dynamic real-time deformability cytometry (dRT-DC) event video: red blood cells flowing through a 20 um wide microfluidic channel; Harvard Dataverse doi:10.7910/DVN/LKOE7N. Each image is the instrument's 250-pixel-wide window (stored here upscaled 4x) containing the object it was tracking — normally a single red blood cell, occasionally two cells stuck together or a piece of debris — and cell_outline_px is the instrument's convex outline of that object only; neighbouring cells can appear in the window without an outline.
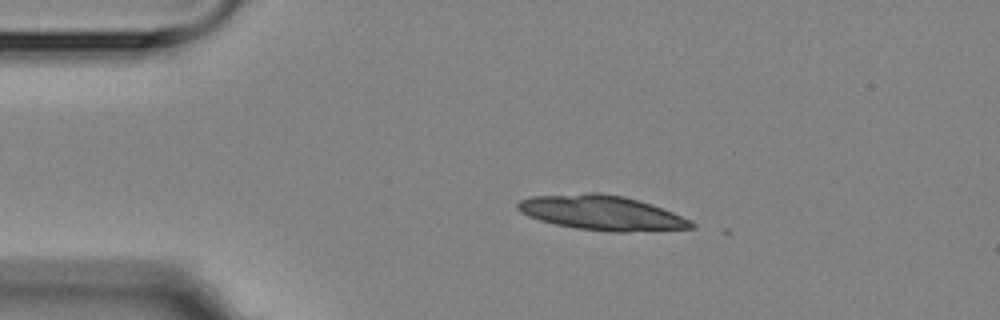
{"species": "Egyptian fruit bat (a non-hibernating species)", "species_latin": "Rousettus aegyptiacus", "temperature_condition": "room temperature", "stored_images_in_passage": 5, "camera_frame_rate_fps": 3000, "um_per_image_px": 0.085, "animal": {"sex": "female"}, "frame": {"image": 1, "passage_image": 2, "time_ms": 1.333, "image_size_px": [1000, 320], "cell_outline_px": [[696, 228], [628, 232], [612, 232], [576, 228], [556, 224], [540, 220], [528, 216], [520, 212], [516, 208], [516, 204], [520, 200], [532, 196], [588, 192], [596, 192], [624, 196], [640, 200], [652, 204], [692, 220], [696, 224]], "centroid_in_image_um": [51.17, 18.08], "position_along_channel_um": 33.8, "area_um2": 35.37}}